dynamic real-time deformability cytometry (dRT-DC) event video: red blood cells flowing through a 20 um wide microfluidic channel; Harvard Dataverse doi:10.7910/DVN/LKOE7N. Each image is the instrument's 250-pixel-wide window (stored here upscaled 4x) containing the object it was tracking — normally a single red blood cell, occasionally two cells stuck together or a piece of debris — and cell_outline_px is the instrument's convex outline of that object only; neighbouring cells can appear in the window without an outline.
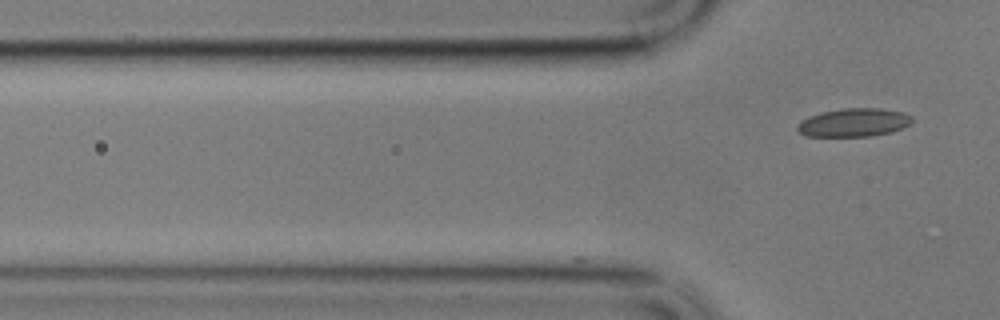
{"species": "common noctule bat (a hibernating species)", "species_latin": "Nyctalus noctula", "temperature_condition": "cold", "stored_images_in_passage": 4, "camera_frame_rate_fps": 3000, "um_per_image_px": 0.085, "animal": {"sex": "male", "body_mass_g": 17.9}, "frame": {"image": 1, "passage_image": 4, "time_ms": 1.0, "image_size_px": [1000, 320], "cell_outline_px": [[912, 124], [904, 128], [892, 132], [872, 136], [804, 136], [796, 128], [800, 120], [820, 112], [844, 108], [880, 108], [904, 112], [912, 116]], "centroid_in_image_um": [72.61, 10.41], "position_along_channel_um": 53.2, "area_um2": 19.19}}